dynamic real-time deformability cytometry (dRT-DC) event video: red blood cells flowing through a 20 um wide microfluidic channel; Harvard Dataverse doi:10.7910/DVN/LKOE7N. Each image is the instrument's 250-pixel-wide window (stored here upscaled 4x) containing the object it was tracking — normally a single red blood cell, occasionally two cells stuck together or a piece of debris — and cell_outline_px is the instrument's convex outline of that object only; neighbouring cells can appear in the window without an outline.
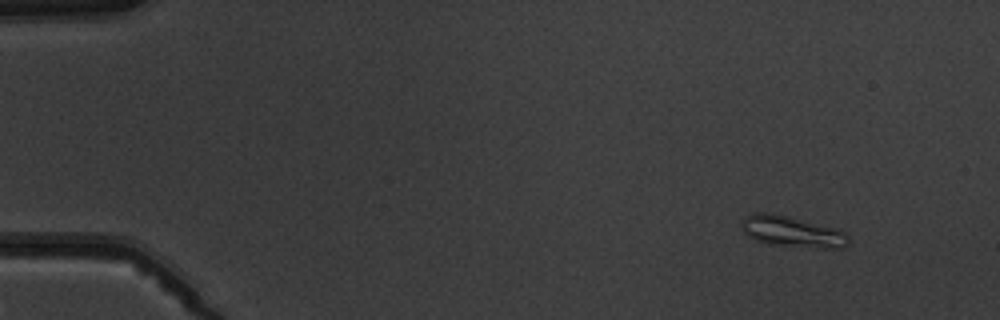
{"species": "common noctule bat (a hibernating species)", "species_latin": "Nyctalus noctula", "temperature_condition": "warm", "stored_images_in_passage": 4, "camera_frame_rate_fps": 3000, "um_per_image_px": 0.085, "animal": {"sex": "male", "body_mass_g": 19.5, "forearm_length_mm": 54.6}, "frame": {"image": 1, "passage_image": 1, "time_ms": 0.0, "image_size_px": [1000, 320], "cell_outline_px": [[848, 244], [844, 248], [816, 248], [768, 244], [756, 240], [748, 236], [744, 232], [740, 224], [744, 216], [756, 212], [772, 212], [840, 228], [848, 232]], "centroid_in_image_um": [67.37, 19.67], "position_along_channel_um": 17.6, "area_um2": 19.88}}
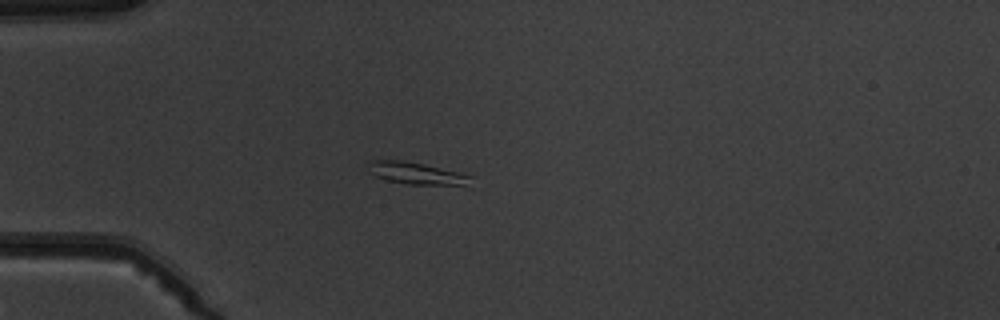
{"frame": {"image": 2, "passage_image": 4, "time_ms": 3.333, "image_size_px": [1000, 320], "cell_outline_px": [[472, 176], [464, 184], [408, 184], [388, 180], [376, 176], [368, 172], [368, 160], [400, 160], [424, 164]], "centroid_in_image_um": [35.24, 14.7], "position_along_channel_um": 49.8, "area_um2": 12.6}}